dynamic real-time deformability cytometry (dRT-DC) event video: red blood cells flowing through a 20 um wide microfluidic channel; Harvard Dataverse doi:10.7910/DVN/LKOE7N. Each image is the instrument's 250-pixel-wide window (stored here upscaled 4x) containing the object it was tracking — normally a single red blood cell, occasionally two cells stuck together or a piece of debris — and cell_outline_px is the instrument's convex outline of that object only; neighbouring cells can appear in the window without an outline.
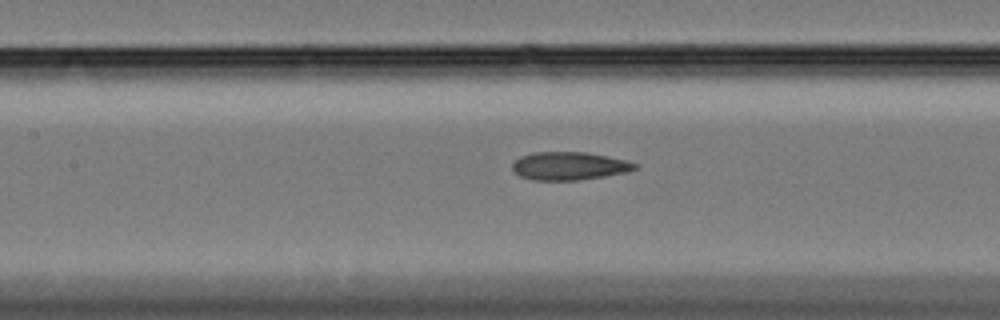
{"species": "Egyptian fruit bat (a non-hibernating species)", "species_latin": "Rousettus aegyptiacus", "temperature_condition": "cold", "stored_images_in_passage": 41, "camera_frame_rate_fps": 3000, "um_per_image_px": 0.085, "animal": {"sex": "female"}, "frame": {"image": 1, "passage_image": 13, "time_ms": 4.0, "image_size_px": [1000, 320], "cell_outline_px": [[636, 168], [628, 172], [580, 180], [532, 180], [520, 176], [512, 168], [512, 164], [520, 156], [532, 152], [588, 152], [628, 160], [636, 164]], "centroid_in_image_um": [48.39, 14.1], "position_along_channel_um": 159.0, "area_um2": 20.11}}
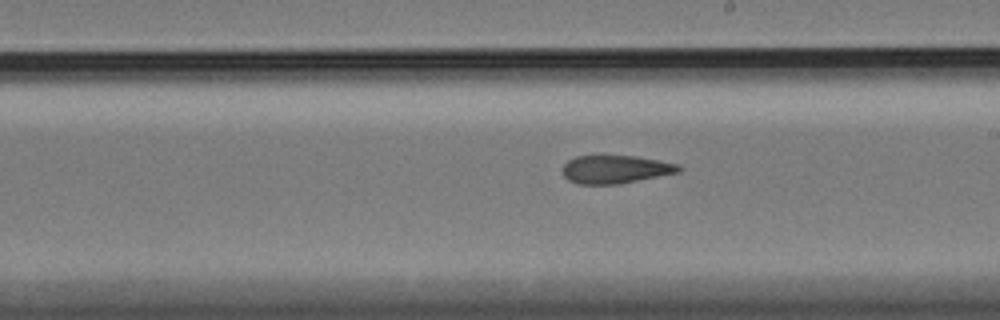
{"frame": {"image": 2, "passage_image": 20, "time_ms": 6.333, "image_size_px": [1000, 320], "cell_outline_px": [[684, 168], [680, 172], [620, 184], [580, 184], [568, 180], [564, 176], [560, 168], [568, 160], [576, 156], [636, 156], [680, 164]], "centroid_in_image_um": [52.33, 14.39], "position_along_channel_um": 236.7, "area_um2": 19.25}}
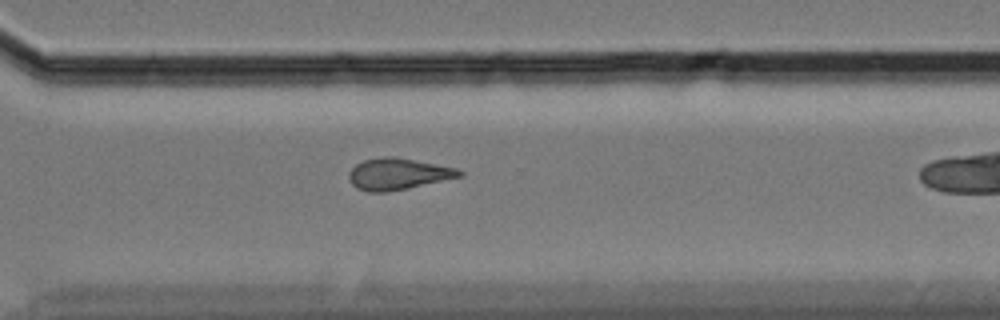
{"frame": {"image": 3, "passage_image": 29, "time_ms": 9.333, "image_size_px": [1000, 320], "cell_outline_px": [[464, 176], [408, 188], [384, 192], [368, 192], [356, 188], [348, 180], [348, 172], [356, 164], [364, 160], [384, 156], [396, 156], [456, 168], [464, 172]], "centroid_in_image_um": [33.82, 14.78], "position_along_channel_um": 336.8, "area_um2": 20.4}, "authors_computed_cell_mechanics": {"area_um2": 20.2878, "velocity_mm_per_s": 3.3398, "shape_relaxation_time_tau1_ms": null, "shape_relaxation_time_tau2_ms": 3.7057, "deformation_change_tau1": null, "deformation_change_tau2": 0.0999}}